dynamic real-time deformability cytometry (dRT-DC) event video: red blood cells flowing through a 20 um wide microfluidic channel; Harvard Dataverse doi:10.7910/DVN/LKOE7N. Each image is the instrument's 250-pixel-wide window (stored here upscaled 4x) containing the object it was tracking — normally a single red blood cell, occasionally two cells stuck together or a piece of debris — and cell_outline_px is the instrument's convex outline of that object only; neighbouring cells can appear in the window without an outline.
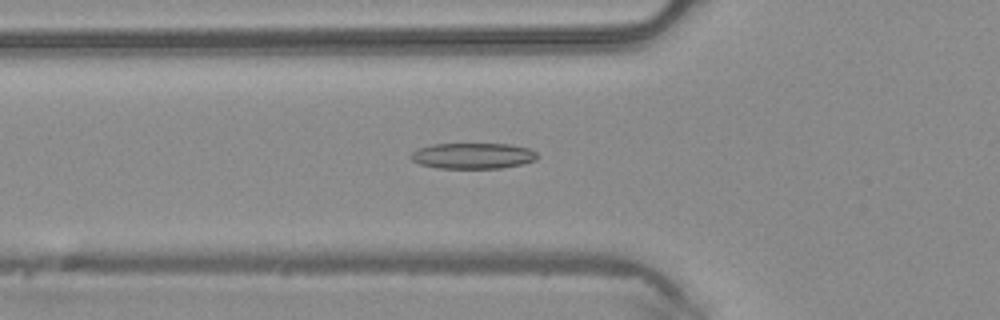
{"species": "common noctule bat (a hibernating species)", "species_latin": "Nyctalus noctula", "temperature_condition": "warm", "stored_images_in_passage": 45, "camera_frame_rate_fps": 3000, "um_per_image_px": 0.085, "animal": {"sex": "male", "body_mass_g": 20.4}, "frame": {"image": 1, "passage_image": 15, "time_ms": 4.667, "image_size_px": [1000, 320], "cell_outline_px": [[536, 160], [520, 164], [500, 168], [436, 168], [420, 164], [412, 160], [408, 156], [416, 148], [432, 144], [512, 144], [528, 148], [536, 152]], "centroid_in_image_um": [40.14, 13.24], "position_along_channel_um": 85.7, "area_um2": 19.07}}
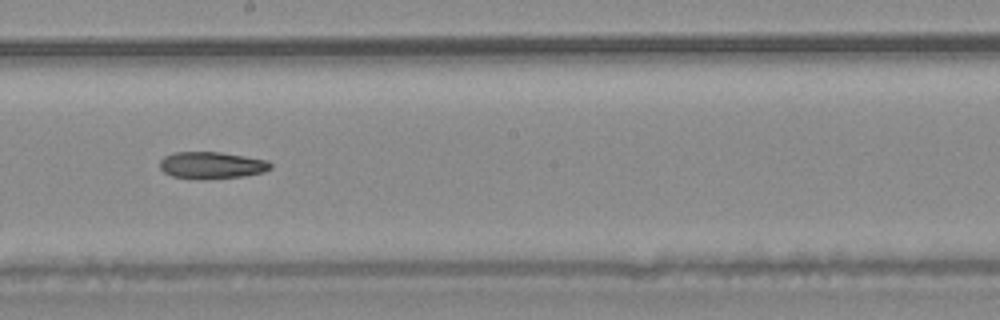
{"frame": {"image": 2, "passage_image": 25, "time_ms": 8.0, "image_size_px": [1000, 320], "cell_outline_px": [[272, 168], [264, 172], [244, 176], [204, 180], [200, 180], [172, 176], [164, 172], [160, 168], [160, 160], [164, 156], [176, 152], [220, 152], [268, 160], [272, 164]], "centroid_in_image_um": [18.0, 14.06], "position_along_channel_um": 230.2, "area_um2": 17.57}}
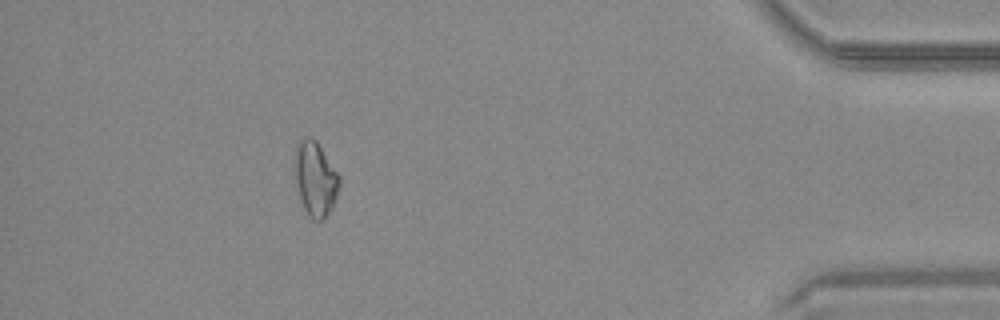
{"frame": {"image": 3, "passage_image": 41, "time_ms": 13.333, "image_size_px": [1000, 320], "cell_outline_px": [[340, 188], [332, 208], [320, 220], [312, 220], [308, 216], [304, 208], [300, 196], [292, 164], [296, 144], [304, 136], [312, 136], [316, 140], [340, 176]], "centroid_in_image_um": [26.78, 15.14], "position_along_channel_um": 408.4, "area_um2": 19.59}}